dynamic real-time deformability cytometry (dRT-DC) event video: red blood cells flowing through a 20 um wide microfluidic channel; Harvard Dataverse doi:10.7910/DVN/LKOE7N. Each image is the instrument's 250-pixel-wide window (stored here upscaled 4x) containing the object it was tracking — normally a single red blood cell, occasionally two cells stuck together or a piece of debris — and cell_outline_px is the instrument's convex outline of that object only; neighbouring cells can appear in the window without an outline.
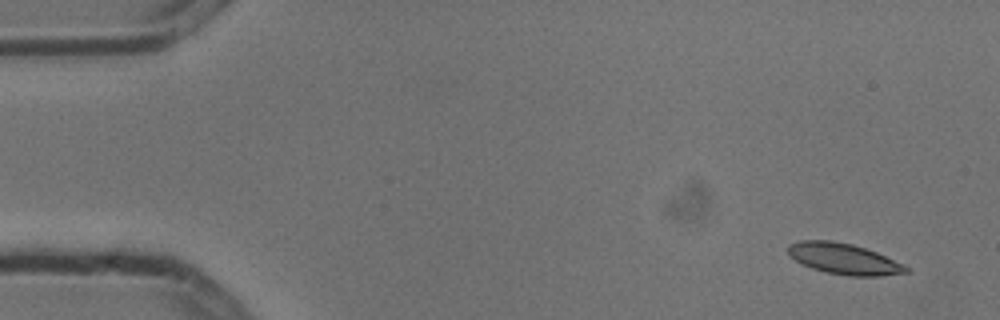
{"species": "common noctule bat (a hibernating species)", "species_latin": "Nyctalus noctula", "temperature_condition": "cold", "stored_images_in_passage": 6, "segment_of_instrument_passage": [1, 2], "camera_frame_rate_fps": 3000, "um_per_image_px": 0.085, "animal": {"sex": "male", "body_mass_g": 13.3}, "frame": {"image": 1, "passage_image": 1, "time_ms": 0.0, "image_size_px": [1000, 320], "cell_outline_px": [[912, 272], [880, 276], [848, 276], [828, 272], [812, 268], [788, 256], [788, 244], [800, 240], [832, 240], [852, 244], [876, 252], [904, 264]], "centroid_in_image_um": [71.74, 21.99], "position_along_channel_um": 13.3, "area_um2": 21.27}}